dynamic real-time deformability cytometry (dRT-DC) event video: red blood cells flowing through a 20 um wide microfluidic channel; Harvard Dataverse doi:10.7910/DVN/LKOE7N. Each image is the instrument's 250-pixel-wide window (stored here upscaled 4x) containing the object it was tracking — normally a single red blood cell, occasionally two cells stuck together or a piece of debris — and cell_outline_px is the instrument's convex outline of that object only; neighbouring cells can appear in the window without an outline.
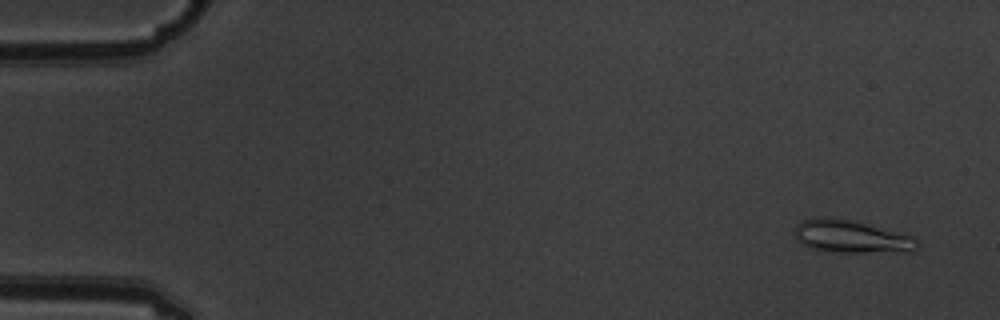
{"species": "common noctule bat (a hibernating species)", "species_latin": "Nyctalus noctula", "temperature_condition": "warm", "stored_images_in_passage": 4, "camera_frame_rate_fps": 3000, "um_per_image_px": 0.085, "animal": {"sex": "male", "body_mass_g": 19.5, "forearm_length_mm": 54.6}, "frame": {"image": 1, "passage_image": 1, "time_ms": 0.0, "image_size_px": [1000, 320], "cell_outline_px": [[916, 248], [912, 252], [828, 252], [808, 248], [796, 240], [792, 232], [796, 224], [804, 220], [816, 216], [828, 216], [852, 220], [916, 236]], "centroid_in_image_um": [72.3, 20.1], "position_along_channel_um": 12.7, "area_um2": 23.99}}
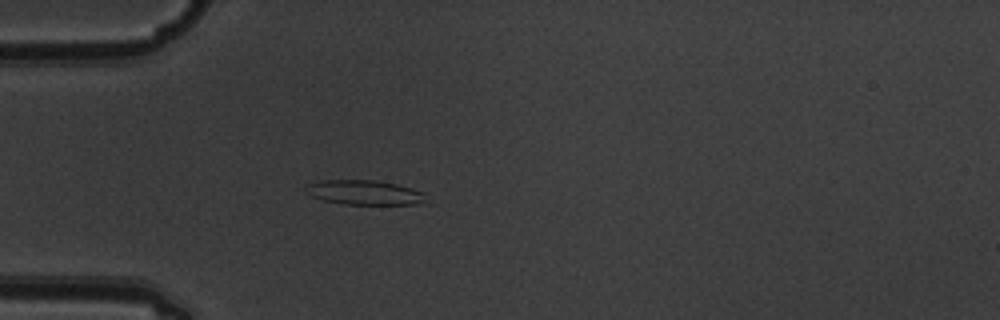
{"frame": {"image": 2, "passage_image": 4, "time_ms": 1.0, "image_size_px": [1000, 320], "cell_outline_px": [[428, 204], [344, 204], [324, 200], [312, 196], [304, 188], [308, 184], [320, 180], [372, 180], [396, 184], [412, 188], [424, 192]], "centroid_in_image_um": [31.03, 16.36], "position_along_channel_um": 54.0, "area_um2": 17.22}}